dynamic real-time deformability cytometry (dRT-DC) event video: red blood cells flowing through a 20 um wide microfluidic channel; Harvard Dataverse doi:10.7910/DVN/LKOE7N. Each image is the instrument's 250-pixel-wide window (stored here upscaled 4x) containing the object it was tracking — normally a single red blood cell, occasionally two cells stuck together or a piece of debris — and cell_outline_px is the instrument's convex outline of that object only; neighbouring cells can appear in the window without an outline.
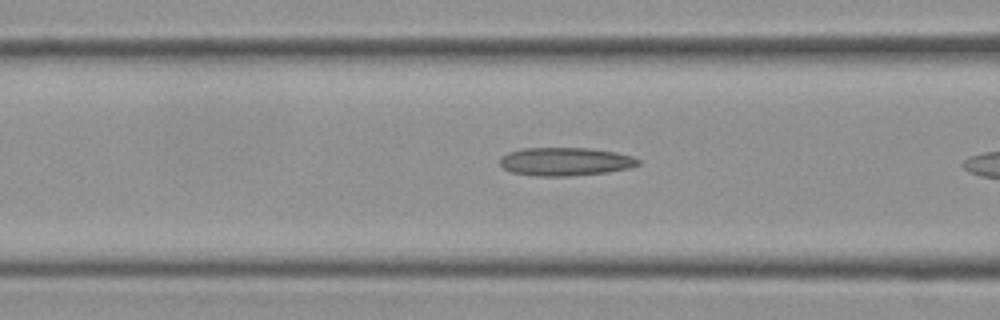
{"species": "Egyptian fruit bat (a non-hibernating species)", "species_latin": "Rousettus aegyptiacus", "temperature_condition": "cold", "stored_images_in_passage": 32, "camera_frame_rate_fps": 3000, "um_per_image_px": 0.085, "frame": {"image": 1, "passage_image": 9, "time_ms": 2.667, "image_size_px": [1000, 320], "cell_outline_px": [[640, 164], [628, 168], [608, 172], [568, 176], [536, 176], [512, 172], [504, 168], [500, 164], [500, 156], [508, 152], [524, 148], [588, 148], [616, 152], [632, 156], [640, 160]], "centroid_in_image_um": [48.04, 13.73], "position_along_channel_um": 118.6, "area_um2": 22.77}}
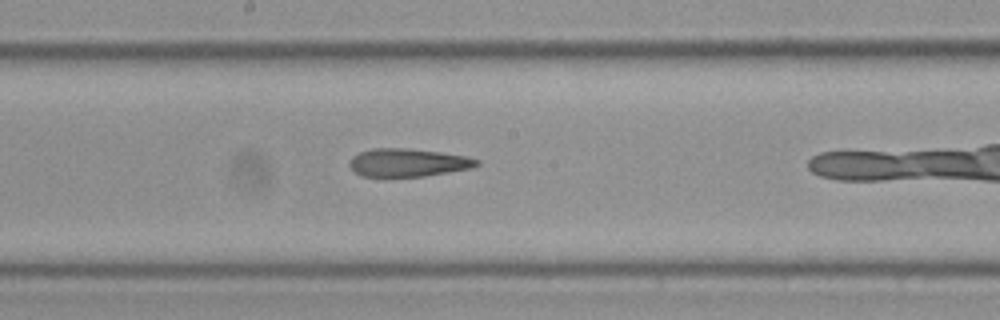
{"frame": {"image": 2, "passage_image": 17, "time_ms": 5.333, "image_size_px": [1000, 320], "cell_outline_px": [[480, 164], [472, 168], [424, 176], [360, 176], [348, 164], [352, 156], [360, 152], [372, 148], [408, 148], [440, 152], [468, 156], [480, 160]], "centroid_in_image_um": [34.7, 13.81], "position_along_channel_um": 213.5, "area_um2": 20.81}}
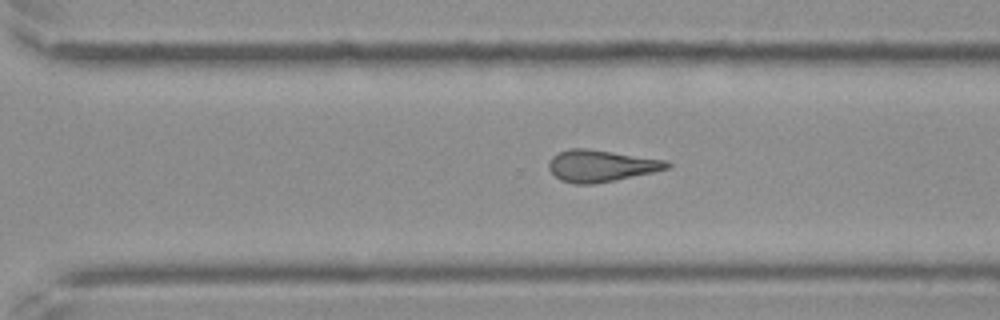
{"frame": {"image": 3, "passage_image": 26, "time_ms": 8.333, "image_size_px": [1000, 320], "cell_outline_px": [[672, 164], [668, 168], [652, 172], [616, 180], [592, 184], [572, 184], [560, 180], [548, 168], [548, 160], [552, 156], [568, 148], [588, 148], [668, 160]], "centroid_in_image_um": [51.07, 14.09], "position_along_channel_um": 319.5, "area_um2": 22.02}}